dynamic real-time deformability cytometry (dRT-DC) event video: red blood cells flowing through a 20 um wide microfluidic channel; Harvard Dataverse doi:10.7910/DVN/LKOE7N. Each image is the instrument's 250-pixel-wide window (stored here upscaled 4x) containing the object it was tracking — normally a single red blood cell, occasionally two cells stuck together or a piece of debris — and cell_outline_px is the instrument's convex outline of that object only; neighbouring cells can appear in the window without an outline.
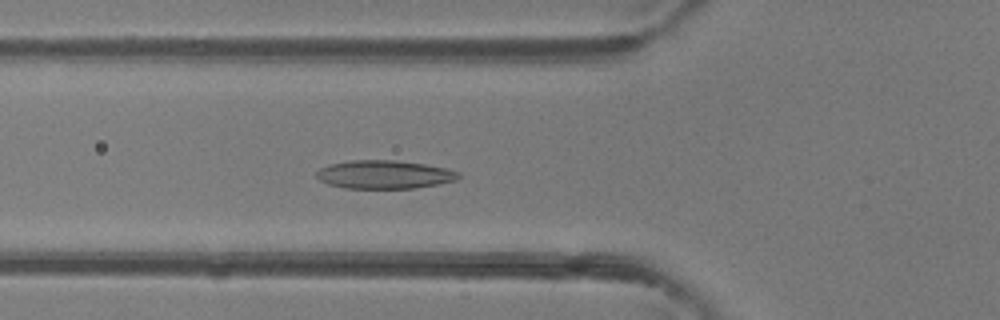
{"species": "common noctule bat (a hibernating species)", "species_latin": "Nyctalus noctula", "temperature_condition": "room temperature", "stored_images_in_passage": 48, "camera_frame_rate_fps": 3000, "um_per_image_px": 0.085, "animal": {"sex": "female"}, "frame": {"image": 1, "passage_image": 18, "time_ms": 5.667, "image_size_px": [1000, 320], "cell_outline_px": [[460, 176], [456, 180], [416, 188], [344, 188], [328, 184], [320, 180], [316, 176], [316, 172], [320, 168], [328, 164], [352, 160], [396, 160], [424, 164], [448, 168], [460, 172]], "centroid_in_image_um": [32.66, 14.83], "position_along_channel_um": 93.1, "area_um2": 23.52}}
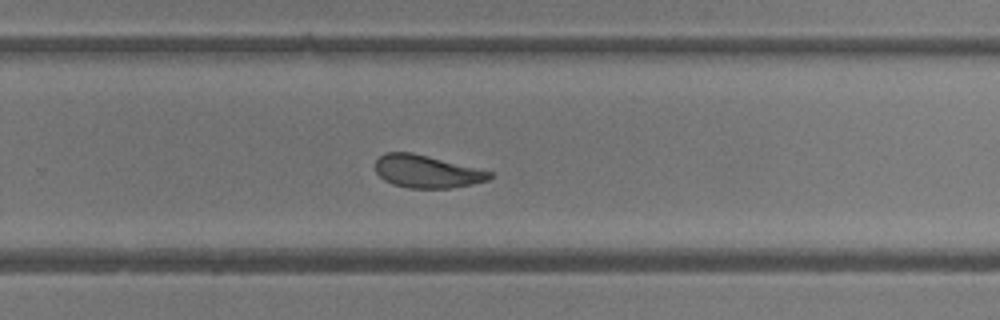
{"frame": {"image": 2, "passage_image": 32, "time_ms": 10.333, "image_size_px": [1000, 320], "cell_outline_px": [[492, 176], [488, 180], [472, 184], [452, 188], [408, 188], [392, 184], [384, 180], [376, 172], [376, 160], [384, 152], [412, 152], [492, 172]], "centroid_in_image_um": [36.25, 14.58], "position_along_channel_um": 293.6, "area_um2": 21.62}}
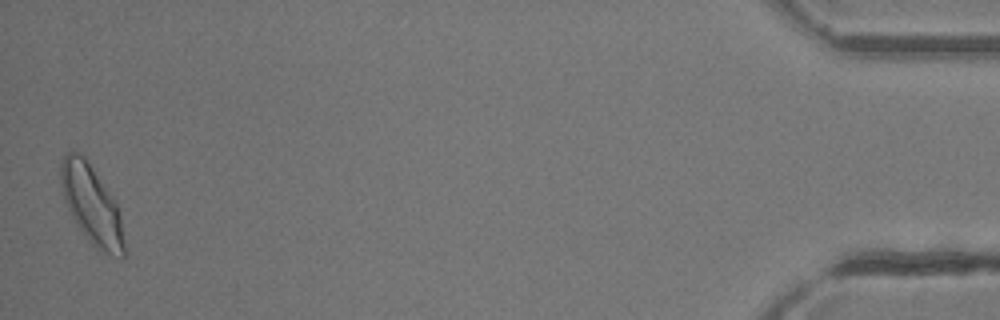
{"frame": {"image": 3, "passage_image": 48, "time_ms": 15.667, "image_size_px": [1000, 320], "cell_outline_px": [[124, 256], [120, 260], [100, 252], [96, 248], [80, 228], [72, 216], [64, 200], [60, 184], [60, 164], [64, 156], [68, 152], [76, 152], [84, 156], [116, 204], [120, 216], [124, 244]], "centroid_in_image_um": [7.78, 17.45], "position_along_channel_um": 427.4, "area_um2": 28.5}, "authors_computed_cell_mechanics": {"area_um2": 23.6113, "velocity_mm_per_s": 4.2831, "shape_relaxation_time_tau1_ms": 3.4293, "shape_relaxation_time_tau2_ms": 1.8242, "deformation_change_tau1": 0.1284, "deformation_change_tau2": 0.0775}}